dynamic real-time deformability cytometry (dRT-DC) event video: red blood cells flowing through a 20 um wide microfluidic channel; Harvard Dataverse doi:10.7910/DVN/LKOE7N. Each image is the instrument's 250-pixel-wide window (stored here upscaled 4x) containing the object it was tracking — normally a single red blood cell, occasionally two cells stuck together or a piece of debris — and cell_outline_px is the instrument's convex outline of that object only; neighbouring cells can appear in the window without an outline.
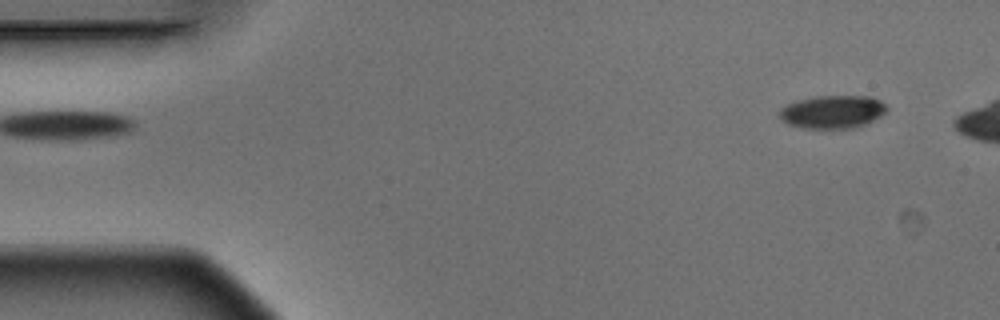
{"species": "Egyptian fruit bat (a non-hibernating species)", "species_latin": "Rousettus aegyptiacus", "temperature_condition": "warm", "stored_images_in_passage": 5, "camera_frame_rate_fps": 3000, "um_per_image_px": 0.085, "animal": {"sex": "male"}, "frame": {"image": 1, "passage_image": 1, "time_ms": 0.0, "image_size_px": [1000, 320], "cell_outline_px": [[888, 108], [880, 116], [856, 128], [804, 128], [788, 124], [780, 120], [780, 108], [796, 100], [816, 96], [872, 96], [880, 100]], "centroid_in_image_um": [70.75, 9.5], "position_along_channel_um": 14.3, "area_um2": 20.63}}
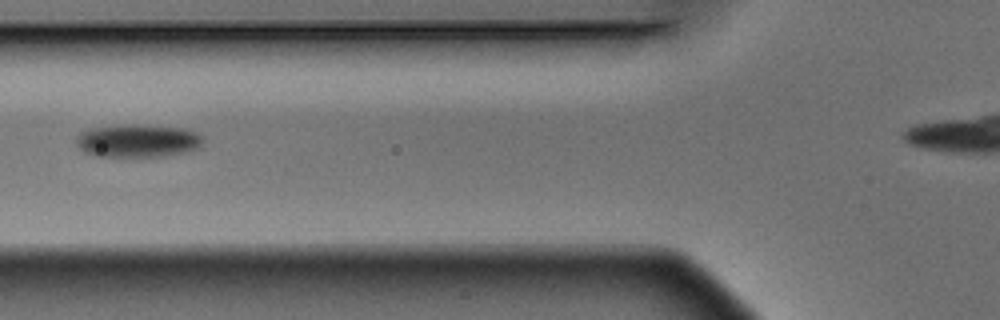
{"frame": {"image": 2, "passage_image": 5, "time_ms": 1.333, "image_size_px": [1000, 320], "cell_outline_px": [[204, 140], [200, 148], [188, 152], [160, 156], [96, 156], [84, 152], [76, 144], [76, 136], [80, 132], [92, 128], [124, 124], [136, 124], [184, 128], [196, 132], [204, 136]], "centroid_in_image_um": [11.74, 11.95], "position_along_channel_um": 114.1, "area_um2": 24.62}}